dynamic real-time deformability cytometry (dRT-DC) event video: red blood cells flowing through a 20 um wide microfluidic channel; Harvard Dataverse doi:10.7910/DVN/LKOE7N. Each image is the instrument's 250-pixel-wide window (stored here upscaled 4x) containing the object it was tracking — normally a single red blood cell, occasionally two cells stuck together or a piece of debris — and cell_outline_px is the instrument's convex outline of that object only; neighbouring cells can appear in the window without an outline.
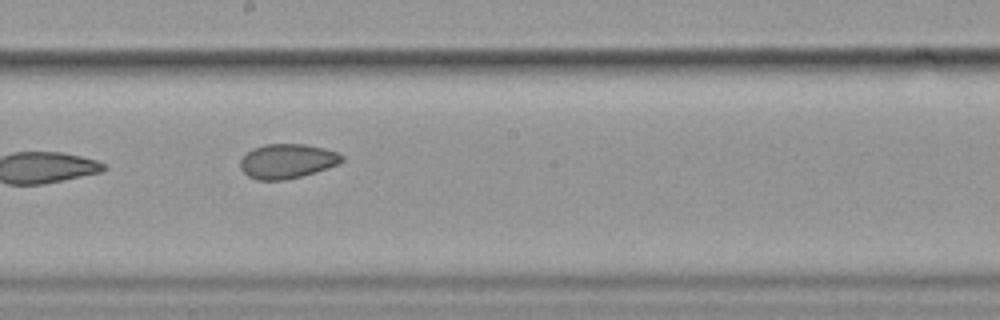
{"species": "common noctule bat (a hibernating species)", "species_latin": "Nyctalus noctula", "temperature_condition": "cold", "stored_images_in_passage": 11, "camera_frame_rate_fps": 3000, "um_per_image_px": 0.085, "animal": {"sex": "female", "body_mass_g": 19.9}, "frame": {"image": 1, "passage_image": 10, "time_ms": 11.667, "image_size_px": [1000, 320], "cell_outline_px": [[344, 160], [340, 164], [316, 172], [284, 180], [256, 180], [248, 176], [240, 168], [240, 160], [252, 148], [264, 144], [304, 144], [324, 148], [336, 152], [344, 156]], "centroid_in_image_um": [24.42, 13.7], "position_along_channel_um": 223.8, "area_um2": 20.52}}